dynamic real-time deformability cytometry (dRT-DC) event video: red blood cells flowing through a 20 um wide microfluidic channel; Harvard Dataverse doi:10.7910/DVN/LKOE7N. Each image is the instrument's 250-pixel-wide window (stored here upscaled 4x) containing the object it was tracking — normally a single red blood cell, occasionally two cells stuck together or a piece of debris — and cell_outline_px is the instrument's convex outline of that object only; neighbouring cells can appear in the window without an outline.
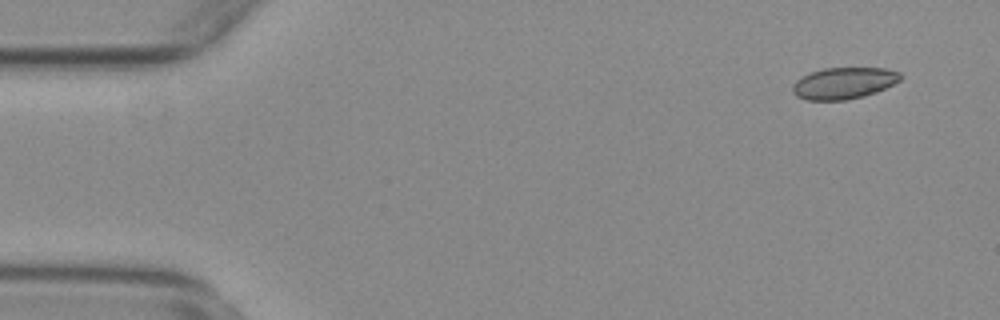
{"species": "common noctule bat (a hibernating species)", "species_latin": "Nyctalus noctula", "temperature_condition": "warm", "stored_images_in_passage": 53, "camera_frame_rate_fps": 3000, "um_per_image_px": 0.085, "animal": {"sex": "female", "body_mass_g": 29.2, "forearm_length_mm": 56.3}, "frame": {"image": 1, "passage_image": 2, "time_ms": 0.333, "image_size_px": [1000, 320], "cell_outline_px": [[904, 76], [900, 80], [876, 92], [864, 96], [848, 100], [804, 100], [796, 96], [792, 92], [792, 84], [796, 80], [812, 72], [824, 68], [884, 68], [900, 72]], "centroid_in_image_um": [71.71, 7.07], "position_along_channel_um": 13.3, "area_um2": 19.88}}
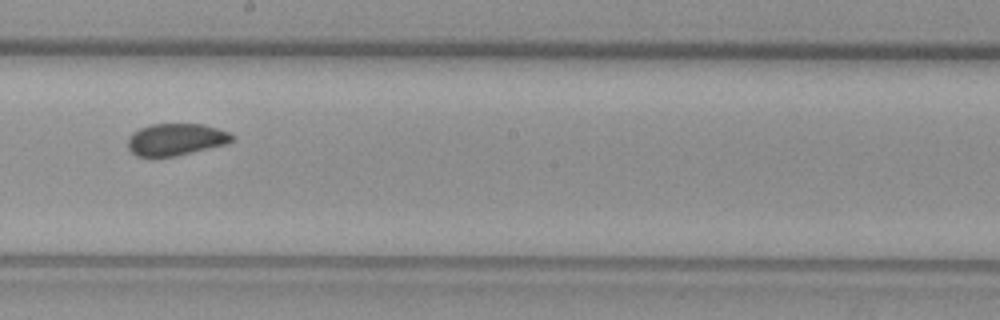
{"frame": {"image": 2, "passage_image": 29, "time_ms": 9.333, "image_size_px": [1000, 320], "cell_outline_px": [[236, 136], [228, 144], [176, 156], [136, 156], [128, 148], [128, 136], [132, 132], [140, 128], [152, 124], [204, 124], [228, 132]], "centroid_in_image_um": [14.96, 11.85], "position_along_channel_um": 233.2, "area_um2": 19.48}}
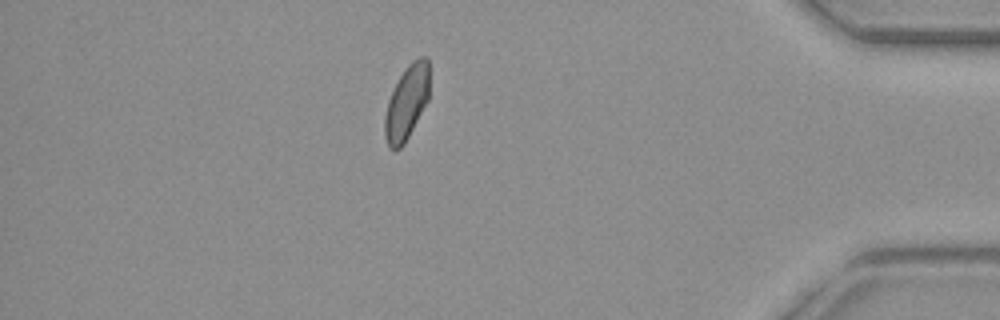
{"frame": {"image": 3, "passage_image": 46, "time_ms": 15.0, "image_size_px": [1000, 320], "cell_outline_px": [[428, 100], [404, 144], [400, 148], [388, 148], [384, 136], [384, 116], [388, 100], [404, 68], [412, 60], [420, 56], [428, 56]], "centroid_in_image_um": [34.55, 8.71], "position_along_channel_um": 400.6, "area_um2": 19.19}, "authors_computed_cell_mechanics": {"area_um2": 19.9988, "velocity_mm_per_s": 3.7445, "shape_relaxation_time_tau1_ms": null, "shape_relaxation_time_tau2_ms": 0.5741, "deformation_change_tau1": null, "deformation_change_tau2": 0.0515}}